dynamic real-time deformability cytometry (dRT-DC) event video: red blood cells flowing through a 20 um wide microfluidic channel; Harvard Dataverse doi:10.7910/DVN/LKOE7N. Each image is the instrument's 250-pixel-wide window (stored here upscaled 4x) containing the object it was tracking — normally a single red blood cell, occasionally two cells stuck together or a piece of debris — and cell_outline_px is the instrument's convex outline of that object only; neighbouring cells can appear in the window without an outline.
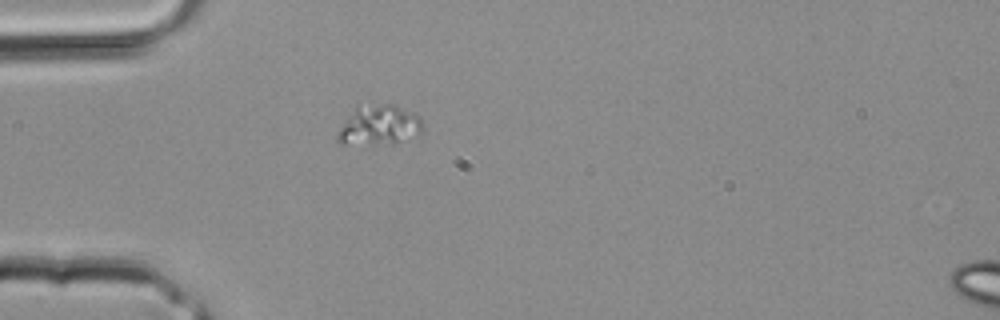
{"species": "common noctule bat (a hibernating species)", "species_latin": "Nyctalus noctula", "temperature_condition": "room temperature", "stored_images_in_passage": 2, "segment_of_instrument_passage": [1, 2], "camera_frame_rate_fps": 3000, "um_per_image_px": 0.085, "animal": {"sex": "male", "body_mass_g": 20.4}, "frame": {"image": 1, "passage_image": 1, "time_ms": 0.0, "image_size_px": [1000, 320], "cell_outline_px": [[424, 128], [420, 136], [392, 144], [340, 144], [336, 140], [336, 136], [344, 120], [356, 104], [392, 104], [416, 112], [420, 116], [424, 124]], "centroid_in_image_um": [32.26, 10.63], "position_along_channel_um": 52.7, "area_um2": 20.69}}